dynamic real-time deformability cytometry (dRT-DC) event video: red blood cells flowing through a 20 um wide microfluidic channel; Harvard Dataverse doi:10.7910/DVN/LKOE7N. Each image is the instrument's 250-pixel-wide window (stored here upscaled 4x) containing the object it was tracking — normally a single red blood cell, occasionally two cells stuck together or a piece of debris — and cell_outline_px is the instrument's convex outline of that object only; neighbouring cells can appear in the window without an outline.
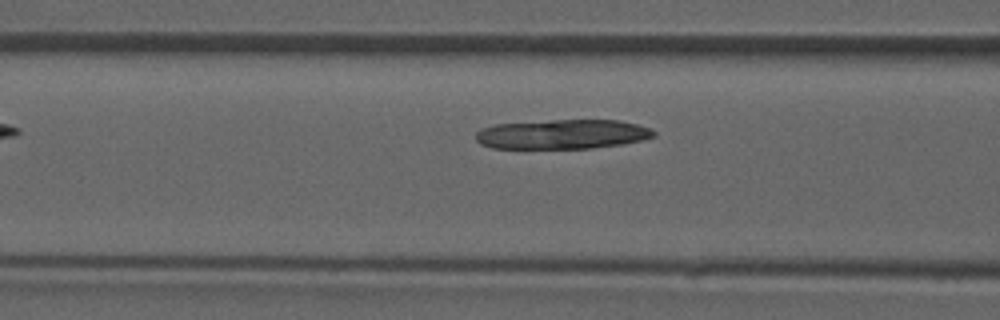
{"species": "common noctule bat (a hibernating species)", "species_latin": "Nyctalus noctula", "temperature_condition": "room temperature", "stored_images_in_passage": 5, "camera_frame_rate_fps": 3000, "um_per_image_px": 0.085, "animal": {"sex": "male", "forearm_length_mm": 52.5}, "frame": {"image": 1, "passage_image": 4, "time_ms": 3.333, "image_size_px": [1000, 320], "cell_outline_px": [[656, 136], [624, 144], [592, 148], [492, 148], [480, 144], [476, 140], [476, 132], [480, 128], [496, 124], [552, 120], [620, 120], [652, 128], [656, 132]], "centroid_in_image_um": [47.81, 11.41], "position_along_channel_um": 118.8, "area_um2": 30.75}}